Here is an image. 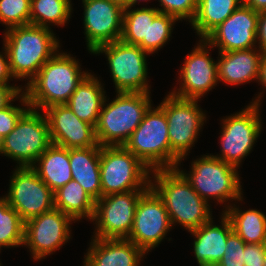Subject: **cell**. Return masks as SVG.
<instances>
[{
	"instance_id": "6da1fadb",
	"label": "cell",
	"mask_w": 266,
	"mask_h": 266,
	"mask_svg": "<svg viewBox=\"0 0 266 266\" xmlns=\"http://www.w3.org/2000/svg\"><path fill=\"white\" fill-rule=\"evenodd\" d=\"M152 173L150 178H154V182L150 179V187L163 200L172 226L179 223L190 232L213 219L209 203L177 168L158 169Z\"/></svg>"
},
{
	"instance_id": "7a4b0ae2",
	"label": "cell",
	"mask_w": 266,
	"mask_h": 266,
	"mask_svg": "<svg viewBox=\"0 0 266 266\" xmlns=\"http://www.w3.org/2000/svg\"><path fill=\"white\" fill-rule=\"evenodd\" d=\"M80 66L71 55L56 52L24 85L30 108L40 111V108L67 104L78 84L89 73L81 72Z\"/></svg>"
},
{
	"instance_id": "3957f363",
	"label": "cell",
	"mask_w": 266,
	"mask_h": 266,
	"mask_svg": "<svg viewBox=\"0 0 266 266\" xmlns=\"http://www.w3.org/2000/svg\"><path fill=\"white\" fill-rule=\"evenodd\" d=\"M6 30L3 46L14 79L31 81L60 48L51 28L29 24Z\"/></svg>"
},
{
	"instance_id": "277c9868",
	"label": "cell",
	"mask_w": 266,
	"mask_h": 266,
	"mask_svg": "<svg viewBox=\"0 0 266 266\" xmlns=\"http://www.w3.org/2000/svg\"><path fill=\"white\" fill-rule=\"evenodd\" d=\"M116 94L109 104L105 99L95 126L100 146H124L151 106L150 93Z\"/></svg>"
},
{
	"instance_id": "5b68a950",
	"label": "cell",
	"mask_w": 266,
	"mask_h": 266,
	"mask_svg": "<svg viewBox=\"0 0 266 266\" xmlns=\"http://www.w3.org/2000/svg\"><path fill=\"white\" fill-rule=\"evenodd\" d=\"M151 171L177 168L181 160L170 147L168 122L163 109L152 106L124 145Z\"/></svg>"
},
{
	"instance_id": "8992f818",
	"label": "cell",
	"mask_w": 266,
	"mask_h": 266,
	"mask_svg": "<svg viewBox=\"0 0 266 266\" xmlns=\"http://www.w3.org/2000/svg\"><path fill=\"white\" fill-rule=\"evenodd\" d=\"M151 170L125 146H100L102 197L150 187Z\"/></svg>"
},
{
	"instance_id": "52a82bcc",
	"label": "cell",
	"mask_w": 266,
	"mask_h": 266,
	"mask_svg": "<svg viewBox=\"0 0 266 266\" xmlns=\"http://www.w3.org/2000/svg\"><path fill=\"white\" fill-rule=\"evenodd\" d=\"M191 171L177 169L190 182L193 189L205 201L212 197L219 203L228 200L242 201L240 176L237 167L225 163L213 155H203L191 163Z\"/></svg>"
},
{
	"instance_id": "ba28073f",
	"label": "cell",
	"mask_w": 266,
	"mask_h": 266,
	"mask_svg": "<svg viewBox=\"0 0 266 266\" xmlns=\"http://www.w3.org/2000/svg\"><path fill=\"white\" fill-rule=\"evenodd\" d=\"M52 144L49 125L43 112L29 108L14 129L2 139L0 154L17 161L18 167H32Z\"/></svg>"
},
{
	"instance_id": "9c48e42d",
	"label": "cell",
	"mask_w": 266,
	"mask_h": 266,
	"mask_svg": "<svg viewBox=\"0 0 266 266\" xmlns=\"http://www.w3.org/2000/svg\"><path fill=\"white\" fill-rule=\"evenodd\" d=\"M261 94L242 111L222 119L221 154L213 156L237 168L248 156L262 129L259 114Z\"/></svg>"
},
{
	"instance_id": "30bf717a",
	"label": "cell",
	"mask_w": 266,
	"mask_h": 266,
	"mask_svg": "<svg viewBox=\"0 0 266 266\" xmlns=\"http://www.w3.org/2000/svg\"><path fill=\"white\" fill-rule=\"evenodd\" d=\"M105 53L116 92L151 93L147 79L148 52L121 40L97 47L92 54Z\"/></svg>"
},
{
	"instance_id": "8fae6325",
	"label": "cell",
	"mask_w": 266,
	"mask_h": 266,
	"mask_svg": "<svg viewBox=\"0 0 266 266\" xmlns=\"http://www.w3.org/2000/svg\"><path fill=\"white\" fill-rule=\"evenodd\" d=\"M198 101L169 93L159 105L167 118L171 150L181 159L179 165L197 141L199 130L206 121Z\"/></svg>"
},
{
	"instance_id": "7c38bea8",
	"label": "cell",
	"mask_w": 266,
	"mask_h": 266,
	"mask_svg": "<svg viewBox=\"0 0 266 266\" xmlns=\"http://www.w3.org/2000/svg\"><path fill=\"white\" fill-rule=\"evenodd\" d=\"M146 190L114 193L98 199L91 221H95L94 238L127 239L133 226L138 199Z\"/></svg>"
},
{
	"instance_id": "4fadbf2b",
	"label": "cell",
	"mask_w": 266,
	"mask_h": 266,
	"mask_svg": "<svg viewBox=\"0 0 266 266\" xmlns=\"http://www.w3.org/2000/svg\"><path fill=\"white\" fill-rule=\"evenodd\" d=\"M3 198L24 222L54 208V193L32 167L17 166Z\"/></svg>"
},
{
	"instance_id": "5bb4252c",
	"label": "cell",
	"mask_w": 266,
	"mask_h": 266,
	"mask_svg": "<svg viewBox=\"0 0 266 266\" xmlns=\"http://www.w3.org/2000/svg\"><path fill=\"white\" fill-rule=\"evenodd\" d=\"M170 229L172 224L164 202L149 187L138 199L133 226L127 239L146 254L158 247Z\"/></svg>"
},
{
	"instance_id": "9a60e30c",
	"label": "cell",
	"mask_w": 266,
	"mask_h": 266,
	"mask_svg": "<svg viewBox=\"0 0 266 266\" xmlns=\"http://www.w3.org/2000/svg\"><path fill=\"white\" fill-rule=\"evenodd\" d=\"M72 221L70 216L53 208L25 222L24 246L35 261L46 258L68 242Z\"/></svg>"
},
{
	"instance_id": "2e32d148",
	"label": "cell",
	"mask_w": 266,
	"mask_h": 266,
	"mask_svg": "<svg viewBox=\"0 0 266 266\" xmlns=\"http://www.w3.org/2000/svg\"><path fill=\"white\" fill-rule=\"evenodd\" d=\"M180 69L181 82L178 91L172 90V95L183 99H199L212 90L218 82L217 61L208 53L212 49L205 39H200ZM208 48V49H207Z\"/></svg>"
},
{
	"instance_id": "e0dca14e",
	"label": "cell",
	"mask_w": 266,
	"mask_h": 266,
	"mask_svg": "<svg viewBox=\"0 0 266 266\" xmlns=\"http://www.w3.org/2000/svg\"><path fill=\"white\" fill-rule=\"evenodd\" d=\"M87 47H97L119 41L123 30L124 7L111 0H82Z\"/></svg>"
},
{
	"instance_id": "ac0fdd59",
	"label": "cell",
	"mask_w": 266,
	"mask_h": 266,
	"mask_svg": "<svg viewBox=\"0 0 266 266\" xmlns=\"http://www.w3.org/2000/svg\"><path fill=\"white\" fill-rule=\"evenodd\" d=\"M259 13L242 3L224 22L215 28L205 40L219 52L257 48Z\"/></svg>"
},
{
	"instance_id": "d6986e66",
	"label": "cell",
	"mask_w": 266,
	"mask_h": 266,
	"mask_svg": "<svg viewBox=\"0 0 266 266\" xmlns=\"http://www.w3.org/2000/svg\"><path fill=\"white\" fill-rule=\"evenodd\" d=\"M42 112L48 121L52 144L67 149L100 146L95 127L80 120L67 104L47 107Z\"/></svg>"
},
{
	"instance_id": "ffe728a7",
	"label": "cell",
	"mask_w": 266,
	"mask_h": 266,
	"mask_svg": "<svg viewBox=\"0 0 266 266\" xmlns=\"http://www.w3.org/2000/svg\"><path fill=\"white\" fill-rule=\"evenodd\" d=\"M92 240L83 266H137L145 255L129 239Z\"/></svg>"
},
{
	"instance_id": "44dd1931",
	"label": "cell",
	"mask_w": 266,
	"mask_h": 266,
	"mask_svg": "<svg viewBox=\"0 0 266 266\" xmlns=\"http://www.w3.org/2000/svg\"><path fill=\"white\" fill-rule=\"evenodd\" d=\"M221 225H213V220L190 231L194 235V255L199 266H216L226 249L228 235L233 231L230 219L221 215Z\"/></svg>"
},
{
	"instance_id": "7402d4cb",
	"label": "cell",
	"mask_w": 266,
	"mask_h": 266,
	"mask_svg": "<svg viewBox=\"0 0 266 266\" xmlns=\"http://www.w3.org/2000/svg\"><path fill=\"white\" fill-rule=\"evenodd\" d=\"M217 62L218 81L239 85L258 80L263 52L252 48L248 50L219 52Z\"/></svg>"
},
{
	"instance_id": "603a6c76",
	"label": "cell",
	"mask_w": 266,
	"mask_h": 266,
	"mask_svg": "<svg viewBox=\"0 0 266 266\" xmlns=\"http://www.w3.org/2000/svg\"><path fill=\"white\" fill-rule=\"evenodd\" d=\"M72 180L97 201L102 197L100 179V146L69 149Z\"/></svg>"
},
{
	"instance_id": "cb8c5ba5",
	"label": "cell",
	"mask_w": 266,
	"mask_h": 266,
	"mask_svg": "<svg viewBox=\"0 0 266 266\" xmlns=\"http://www.w3.org/2000/svg\"><path fill=\"white\" fill-rule=\"evenodd\" d=\"M94 75L88 73L78 84L67 105L82 121L94 127L106 99L104 88Z\"/></svg>"
},
{
	"instance_id": "d4e9b609",
	"label": "cell",
	"mask_w": 266,
	"mask_h": 266,
	"mask_svg": "<svg viewBox=\"0 0 266 266\" xmlns=\"http://www.w3.org/2000/svg\"><path fill=\"white\" fill-rule=\"evenodd\" d=\"M32 168L53 193L72 180L69 149L55 144L38 157Z\"/></svg>"
},
{
	"instance_id": "484cf974",
	"label": "cell",
	"mask_w": 266,
	"mask_h": 266,
	"mask_svg": "<svg viewBox=\"0 0 266 266\" xmlns=\"http://www.w3.org/2000/svg\"><path fill=\"white\" fill-rule=\"evenodd\" d=\"M242 3L243 0H198L191 26L200 38L205 39Z\"/></svg>"
},
{
	"instance_id": "4316f807",
	"label": "cell",
	"mask_w": 266,
	"mask_h": 266,
	"mask_svg": "<svg viewBox=\"0 0 266 266\" xmlns=\"http://www.w3.org/2000/svg\"><path fill=\"white\" fill-rule=\"evenodd\" d=\"M96 201L74 180H70L54 193V208L74 221L93 218Z\"/></svg>"
},
{
	"instance_id": "83f0119b",
	"label": "cell",
	"mask_w": 266,
	"mask_h": 266,
	"mask_svg": "<svg viewBox=\"0 0 266 266\" xmlns=\"http://www.w3.org/2000/svg\"><path fill=\"white\" fill-rule=\"evenodd\" d=\"M223 212L230 219L233 231L246 244L266 243V215L257 209L242 211L236 205H226Z\"/></svg>"
},
{
	"instance_id": "f1b7e54d",
	"label": "cell",
	"mask_w": 266,
	"mask_h": 266,
	"mask_svg": "<svg viewBox=\"0 0 266 266\" xmlns=\"http://www.w3.org/2000/svg\"><path fill=\"white\" fill-rule=\"evenodd\" d=\"M160 11L157 8L124 9L121 41L139 46L148 52L149 19H154Z\"/></svg>"
},
{
	"instance_id": "f546056e",
	"label": "cell",
	"mask_w": 266,
	"mask_h": 266,
	"mask_svg": "<svg viewBox=\"0 0 266 266\" xmlns=\"http://www.w3.org/2000/svg\"><path fill=\"white\" fill-rule=\"evenodd\" d=\"M71 0H31L30 25L49 27L50 23L63 26L71 18Z\"/></svg>"
},
{
	"instance_id": "4dcf8cb0",
	"label": "cell",
	"mask_w": 266,
	"mask_h": 266,
	"mask_svg": "<svg viewBox=\"0 0 266 266\" xmlns=\"http://www.w3.org/2000/svg\"><path fill=\"white\" fill-rule=\"evenodd\" d=\"M25 222L18 212L0 198V245L19 247L24 245Z\"/></svg>"
},
{
	"instance_id": "1f68e13d",
	"label": "cell",
	"mask_w": 266,
	"mask_h": 266,
	"mask_svg": "<svg viewBox=\"0 0 266 266\" xmlns=\"http://www.w3.org/2000/svg\"><path fill=\"white\" fill-rule=\"evenodd\" d=\"M178 21L174 16L159 13L154 19H149L148 53L154 54L165 46L171 38L174 23Z\"/></svg>"
},
{
	"instance_id": "d6a6232c",
	"label": "cell",
	"mask_w": 266,
	"mask_h": 266,
	"mask_svg": "<svg viewBox=\"0 0 266 266\" xmlns=\"http://www.w3.org/2000/svg\"><path fill=\"white\" fill-rule=\"evenodd\" d=\"M31 0H0V22L7 28L30 24Z\"/></svg>"
},
{
	"instance_id": "836d02e7",
	"label": "cell",
	"mask_w": 266,
	"mask_h": 266,
	"mask_svg": "<svg viewBox=\"0 0 266 266\" xmlns=\"http://www.w3.org/2000/svg\"><path fill=\"white\" fill-rule=\"evenodd\" d=\"M159 6L162 8L157 9L160 13H165L174 16L178 20H186L191 23L194 19L198 0H159Z\"/></svg>"
},
{
	"instance_id": "e575fe53",
	"label": "cell",
	"mask_w": 266,
	"mask_h": 266,
	"mask_svg": "<svg viewBox=\"0 0 266 266\" xmlns=\"http://www.w3.org/2000/svg\"><path fill=\"white\" fill-rule=\"evenodd\" d=\"M245 245L244 240L232 231L228 235L224 255L216 266H244Z\"/></svg>"
},
{
	"instance_id": "d590c367",
	"label": "cell",
	"mask_w": 266,
	"mask_h": 266,
	"mask_svg": "<svg viewBox=\"0 0 266 266\" xmlns=\"http://www.w3.org/2000/svg\"><path fill=\"white\" fill-rule=\"evenodd\" d=\"M20 102L24 107L13 106L12 104L0 110V139L6 137L15 127L20 117L30 108L26 95H20ZM27 106V107H25Z\"/></svg>"
},
{
	"instance_id": "8d00e7d4",
	"label": "cell",
	"mask_w": 266,
	"mask_h": 266,
	"mask_svg": "<svg viewBox=\"0 0 266 266\" xmlns=\"http://www.w3.org/2000/svg\"><path fill=\"white\" fill-rule=\"evenodd\" d=\"M266 243L246 244L244 247V266H264Z\"/></svg>"
},
{
	"instance_id": "74e56055",
	"label": "cell",
	"mask_w": 266,
	"mask_h": 266,
	"mask_svg": "<svg viewBox=\"0 0 266 266\" xmlns=\"http://www.w3.org/2000/svg\"><path fill=\"white\" fill-rule=\"evenodd\" d=\"M23 87L0 84V110L10 106L15 99L19 100L20 95L24 92Z\"/></svg>"
},
{
	"instance_id": "f35d334b",
	"label": "cell",
	"mask_w": 266,
	"mask_h": 266,
	"mask_svg": "<svg viewBox=\"0 0 266 266\" xmlns=\"http://www.w3.org/2000/svg\"><path fill=\"white\" fill-rule=\"evenodd\" d=\"M256 37L258 49L266 53V11L259 13Z\"/></svg>"
},
{
	"instance_id": "ab89813d",
	"label": "cell",
	"mask_w": 266,
	"mask_h": 266,
	"mask_svg": "<svg viewBox=\"0 0 266 266\" xmlns=\"http://www.w3.org/2000/svg\"><path fill=\"white\" fill-rule=\"evenodd\" d=\"M3 50L5 52H3L2 54L0 52V84L9 85V80L11 81L12 79L13 81L14 77L10 71L9 58L5 47L3 48Z\"/></svg>"
},
{
	"instance_id": "60d3db41",
	"label": "cell",
	"mask_w": 266,
	"mask_h": 266,
	"mask_svg": "<svg viewBox=\"0 0 266 266\" xmlns=\"http://www.w3.org/2000/svg\"><path fill=\"white\" fill-rule=\"evenodd\" d=\"M243 3L255 12L266 11V0H243Z\"/></svg>"
},
{
	"instance_id": "b9f144b4",
	"label": "cell",
	"mask_w": 266,
	"mask_h": 266,
	"mask_svg": "<svg viewBox=\"0 0 266 266\" xmlns=\"http://www.w3.org/2000/svg\"><path fill=\"white\" fill-rule=\"evenodd\" d=\"M258 83L260 82L263 87L266 88V53H263L260 68H259V76Z\"/></svg>"
},
{
	"instance_id": "7bdbcfd3",
	"label": "cell",
	"mask_w": 266,
	"mask_h": 266,
	"mask_svg": "<svg viewBox=\"0 0 266 266\" xmlns=\"http://www.w3.org/2000/svg\"><path fill=\"white\" fill-rule=\"evenodd\" d=\"M111 1L116 2L119 5L123 6L124 9L128 8V0H111Z\"/></svg>"
},
{
	"instance_id": "ee69618b",
	"label": "cell",
	"mask_w": 266,
	"mask_h": 266,
	"mask_svg": "<svg viewBox=\"0 0 266 266\" xmlns=\"http://www.w3.org/2000/svg\"><path fill=\"white\" fill-rule=\"evenodd\" d=\"M138 1L140 2L142 0H128V8H132L133 5L135 6ZM143 1H148V0H143Z\"/></svg>"
},
{
	"instance_id": "f6af8a7d",
	"label": "cell",
	"mask_w": 266,
	"mask_h": 266,
	"mask_svg": "<svg viewBox=\"0 0 266 266\" xmlns=\"http://www.w3.org/2000/svg\"><path fill=\"white\" fill-rule=\"evenodd\" d=\"M264 266H266V250H265V256H264Z\"/></svg>"
}]
</instances>
